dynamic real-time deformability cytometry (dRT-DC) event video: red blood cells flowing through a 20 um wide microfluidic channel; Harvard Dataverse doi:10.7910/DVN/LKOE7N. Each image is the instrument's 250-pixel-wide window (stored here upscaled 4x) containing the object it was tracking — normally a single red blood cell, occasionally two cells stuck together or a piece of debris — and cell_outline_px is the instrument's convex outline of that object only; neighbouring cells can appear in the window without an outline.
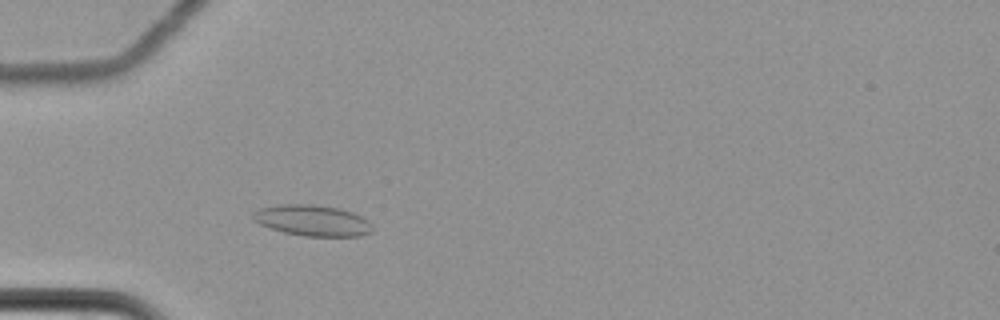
{"species": "common noctule bat (a hibernating species)", "species_latin": "Nyctalus noctula", "temperature_condition": "cold", "stored_images_in_passage": 54, "camera_frame_rate_fps": 3000, "um_per_image_px": 0.085, "animal": {"sex": "female", "body_mass_g": 22.7, "forearm_length_mm": 54.2}, "frame": {"image": 1, "passage_image": 13, "time_ms": 4.0, "image_size_px": [1000, 320], "cell_outline_px": [[372, 232], [360, 236], [304, 236], [284, 232], [268, 228], [260, 224], [252, 216], [260, 208], [276, 204], [312, 204], [340, 208], [352, 212], [368, 220], [372, 224]], "centroid_in_image_um": [26.58, 18.74], "position_along_channel_um": 58.4, "area_um2": 21.56}}
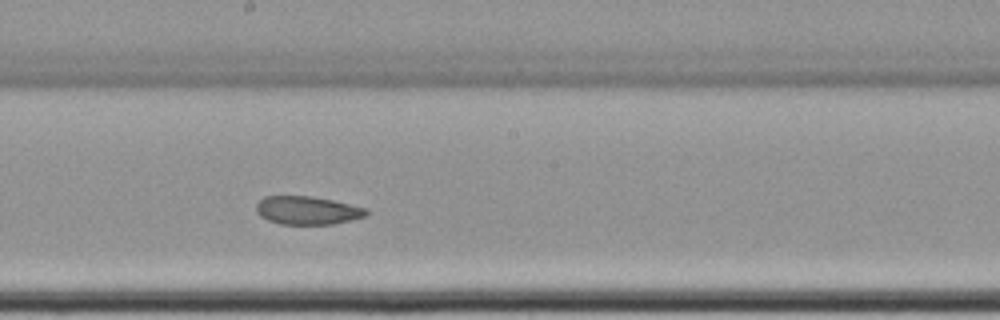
{"frame": {"image": 2, "passage_image": 28, "time_ms": 9.0, "image_size_px": [1000, 320], "cell_outline_px": [[372, 212], [368, 216], [332, 224], [280, 224], [268, 220], [260, 216], [256, 212], [256, 204], [264, 196], [312, 196], [332, 200], [368, 208]], "centroid_in_image_um": [26.16, 17.88], "position_along_channel_um": 222.0, "area_um2": 18.32}}
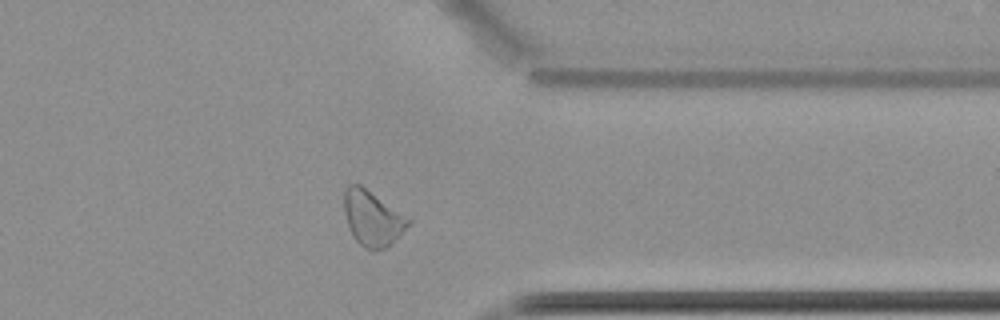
{"frame": {"image": 3, "passage_image": 42, "time_ms": 13.667, "image_size_px": [1000, 320], "cell_outline_px": [[412, 224], [388, 248], [372, 252], [364, 248], [352, 236], [348, 228], [344, 212], [344, 188], [348, 184], [360, 184], [412, 220]], "centroid_in_image_um": [31.66, 18.6], "position_along_channel_um": 379.7, "area_um2": 21.1}, "authors_computed_cell_mechanics": {"area_um2": 20.6057, "velocity_mm_per_s": 3.4745, "shape_relaxation_time_tau1_ms": null, "shape_relaxation_time_tau2_ms": 3.4245, "deformation_change_tau1": null, "deformation_change_tau2": 0.0659}}